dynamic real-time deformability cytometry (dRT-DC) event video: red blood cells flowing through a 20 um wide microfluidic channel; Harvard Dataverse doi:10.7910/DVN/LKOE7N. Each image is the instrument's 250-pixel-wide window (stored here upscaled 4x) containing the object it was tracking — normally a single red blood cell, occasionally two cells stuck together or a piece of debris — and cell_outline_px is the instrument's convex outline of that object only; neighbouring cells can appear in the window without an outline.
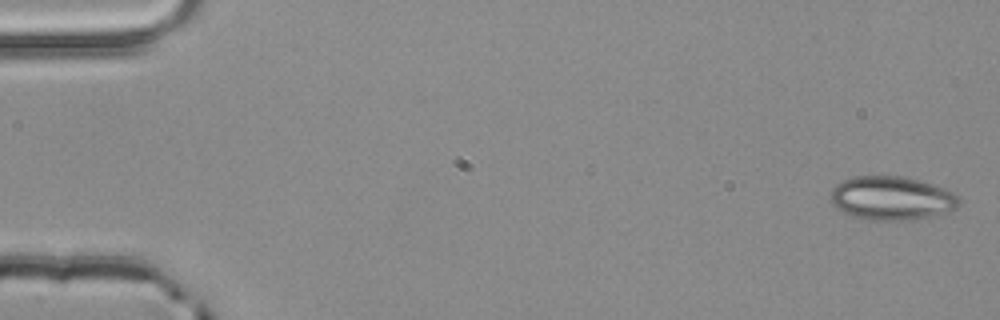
{"species": "common noctule bat (a hibernating species)", "species_latin": "Nyctalus noctula", "temperature_condition": "room temperature", "stored_images_in_passage": 5, "camera_frame_rate_fps": 3000, "um_per_image_px": 0.085, "animal": {"sex": "male", "body_mass_g": 20.4}, "frame": {"image": 1, "passage_image": 1, "time_ms": 0.0, "image_size_px": [1000, 320], "cell_outline_px": [[960, 204], [956, 208], [948, 212], [908, 220], [868, 220], [852, 216], [836, 208], [828, 200], [832, 188], [836, 184], [852, 176], [904, 176], [944, 188], [952, 192], [960, 200]], "centroid_in_image_um": [75.74, 16.84], "position_along_channel_um": 9.3, "area_um2": 32.77}}